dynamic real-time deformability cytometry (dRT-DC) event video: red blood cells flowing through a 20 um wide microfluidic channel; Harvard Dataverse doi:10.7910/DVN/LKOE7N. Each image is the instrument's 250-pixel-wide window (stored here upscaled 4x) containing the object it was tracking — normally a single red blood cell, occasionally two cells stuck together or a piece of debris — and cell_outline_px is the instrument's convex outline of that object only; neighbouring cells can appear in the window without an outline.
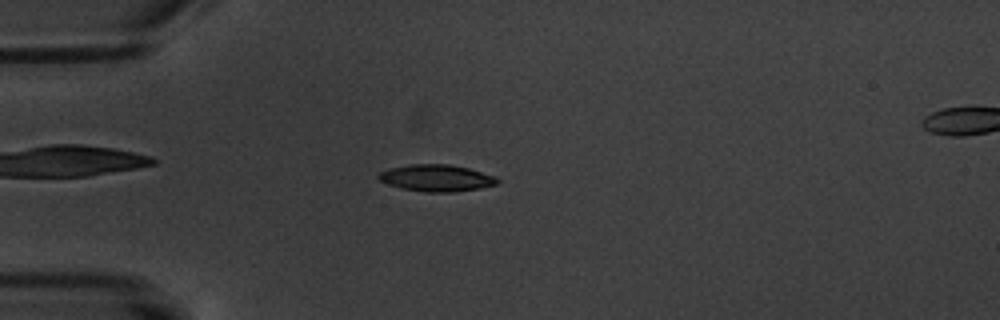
{"species": "common noctule bat (a hibernating species)", "species_latin": "Nyctalus noctula", "temperature_condition": "warm", "stored_images_in_passage": 10, "camera_frame_rate_fps": 3000, "um_per_image_px": 0.085, "animal": {"sex": "male", "body_mass_g": 20.1, "forearm_length_mm": 53.5}, "frame": {"image": 1, "passage_image": 1, "time_ms": 0.0, "image_size_px": [1000, 320], "cell_outline_px": [[500, 180], [496, 184], [480, 188], [452, 192], [428, 192], [400, 188], [388, 184], [380, 180], [376, 176], [380, 172], [388, 168], [408, 164], [448, 164], [468, 168], [496, 176]], "centroid_in_image_um": [37.08, 15.12], "position_along_channel_um": 47.9, "area_um2": 18.55}}
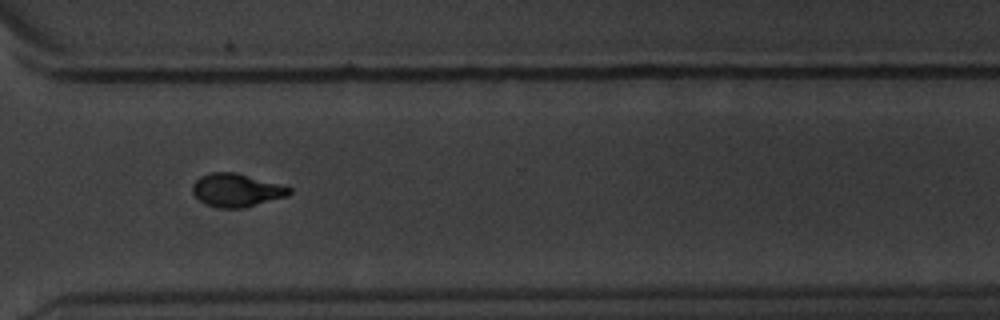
{"frame": {"image": 2, "passage_image": 9, "time_ms": 9.333, "image_size_px": [1000, 320], "cell_outline_px": [[292, 192], [288, 196], [240, 208], [220, 208], [208, 204], [200, 200], [192, 192], [192, 184], [200, 176], [208, 172], [232, 172], [284, 184], [292, 188]], "centroid_in_image_um": [20.12, 16.14], "position_along_channel_um": 350.5, "area_um2": 18.67}, "authors_computed_cell_mechanics": {"area_um2": 18.6116, "velocity_mm_per_s": 3.4159, "shape_relaxation_time_tau1_ms": 3.3759, "shape_relaxation_time_tau2_ms": 1.6696, "deformation_change_tau1": 0.1234, "deformation_change_tau2": 0.0725}}